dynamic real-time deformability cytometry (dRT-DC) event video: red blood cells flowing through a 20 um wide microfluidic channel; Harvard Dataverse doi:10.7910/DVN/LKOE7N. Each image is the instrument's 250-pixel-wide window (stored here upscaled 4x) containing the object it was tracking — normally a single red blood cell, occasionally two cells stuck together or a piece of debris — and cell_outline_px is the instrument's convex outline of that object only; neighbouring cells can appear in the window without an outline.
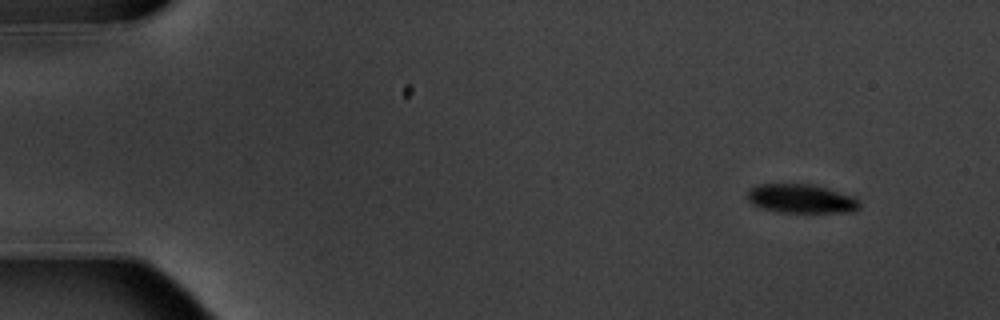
{"species": "common noctule bat (a hibernating species)", "species_latin": "Nyctalus noctula", "temperature_condition": "warm", "stored_images_in_passage": 6, "camera_frame_rate_fps": 3000, "um_per_image_px": 0.085, "animal": {"sex": "male", "body_mass_g": 20.1, "forearm_length_mm": 53.5}, "frame": {"image": 1, "passage_image": 1, "time_ms": 0.0, "image_size_px": [1000, 320], "cell_outline_px": [[860, 208], [852, 212], [784, 212], [764, 208], [748, 200], [748, 188], [756, 184], [816, 184], [856, 196], [860, 200]], "centroid_in_image_um": [68.19, 16.86], "position_along_channel_um": 16.8, "area_um2": 19.07}}
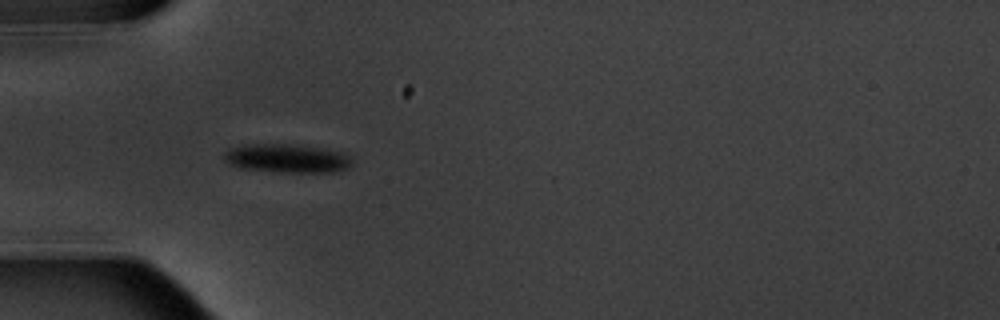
{"frame": {"image": 2, "passage_image": 5, "time_ms": 4.333, "image_size_px": [1000, 320], "cell_outline_px": [[352, 164], [348, 168], [332, 172], [276, 172], [240, 168], [228, 164], [224, 160], [224, 152], [228, 148], [248, 144], [296, 144], [344, 152], [352, 160]], "centroid_in_image_um": [24.36, 13.46], "position_along_channel_um": 60.6, "area_um2": 21.62}}